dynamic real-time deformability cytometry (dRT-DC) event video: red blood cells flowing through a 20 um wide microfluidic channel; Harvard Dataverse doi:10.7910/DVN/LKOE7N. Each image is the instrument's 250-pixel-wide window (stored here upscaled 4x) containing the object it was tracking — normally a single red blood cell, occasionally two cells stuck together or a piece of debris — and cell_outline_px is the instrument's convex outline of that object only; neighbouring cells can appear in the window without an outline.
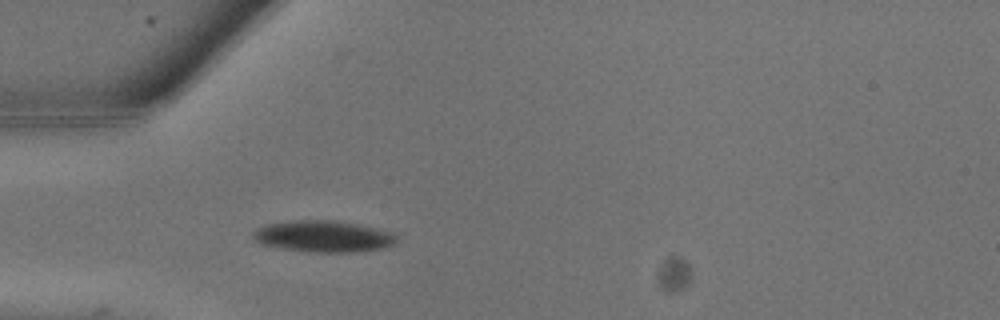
{"species": "common noctule bat (a hibernating species)", "species_latin": "Nyctalus noctula", "temperature_condition": "warm", "stored_images_in_passage": 7, "camera_frame_rate_fps": 3000, "um_per_image_px": 0.085, "animal": {"sex": "male", "body_mass_g": 13.3}, "frame": {"image": 1, "passage_image": 7, "time_ms": 2.0, "image_size_px": [1000, 320], "cell_outline_px": [[396, 244], [384, 248], [360, 252], [308, 252], [280, 248], [260, 244], [252, 240], [252, 232], [256, 228], [264, 224], [292, 220], [336, 220], [376, 228], [392, 232], [396, 236]], "centroid_in_image_um": [27.44, 20.09], "position_along_channel_um": 57.6, "area_um2": 26.82}}